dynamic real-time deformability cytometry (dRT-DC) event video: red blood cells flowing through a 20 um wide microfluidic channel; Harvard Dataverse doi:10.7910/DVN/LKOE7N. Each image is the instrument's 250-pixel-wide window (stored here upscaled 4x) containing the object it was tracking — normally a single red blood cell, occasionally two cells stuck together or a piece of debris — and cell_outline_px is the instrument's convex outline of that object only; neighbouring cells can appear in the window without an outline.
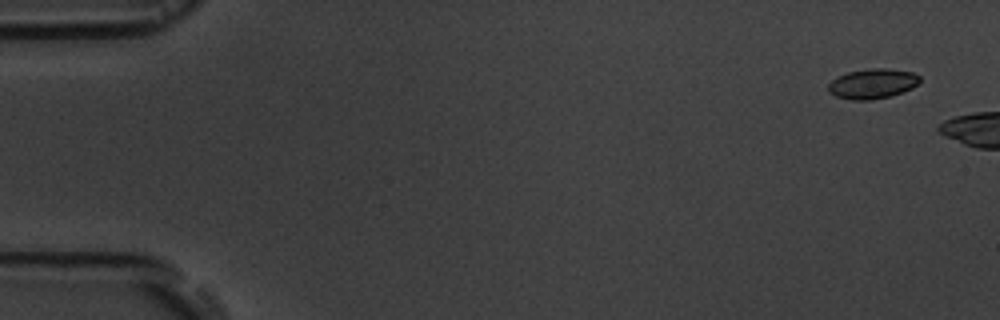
{"species": "common noctule bat (a hibernating species)", "species_latin": "Nyctalus noctula", "temperature_condition": "room temperature", "stored_images_in_passage": 3, "camera_frame_rate_fps": 3000, "um_per_image_px": 0.085, "animal": {"sex": "male", "body_mass_g": 19.5, "forearm_length_mm": 54.6}, "frame": {"image": 1, "passage_image": 1, "time_ms": 0.0, "image_size_px": [1000, 320], "cell_outline_px": [[920, 80], [912, 88], [892, 96], [868, 100], [852, 100], [836, 96], [828, 92], [828, 84], [832, 80], [848, 72], [872, 68], [888, 68], [912, 72], [920, 76]], "centroid_in_image_um": [74.17, 7.12], "position_along_channel_um": 10.8, "area_um2": 15.9}}